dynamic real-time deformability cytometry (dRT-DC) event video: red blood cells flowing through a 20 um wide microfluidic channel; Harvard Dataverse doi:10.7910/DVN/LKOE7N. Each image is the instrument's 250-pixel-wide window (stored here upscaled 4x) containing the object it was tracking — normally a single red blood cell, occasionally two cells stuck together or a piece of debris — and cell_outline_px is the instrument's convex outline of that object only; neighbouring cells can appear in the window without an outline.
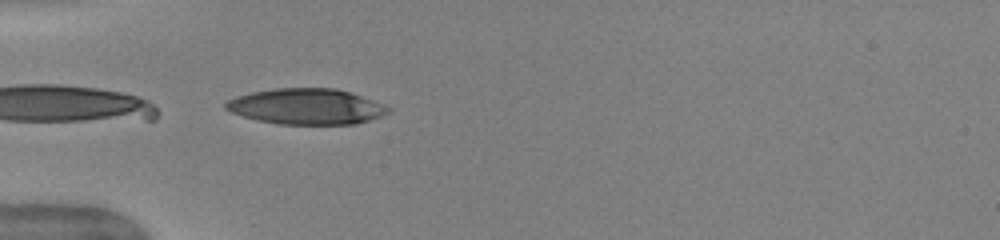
{"species": "human", "species_latin": "Homo sapiens", "temperature_condition": "warm", "stored_images_in_passage": 10, "camera_frame_rate_fps": 3000, "um_per_image_px": 0.085, "donor": {"sex": "female"}, "frame": {"image": 1, "passage_image": 1, "time_ms": 0.0, "image_size_px": [1000, 240], "cell_outline_px": [[392, 108], [388, 112], [380, 116], [356, 124], [276, 124], [256, 120], [232, 112], [224, 108], [224, 104], [228, 100], [236, 96], [252, 92], [276, 88], [336, 88], [372, 100]], "centroid_in_image_um": [26.01, 9.05], "position_along_channel_um": 59.0, "area_um2": 33.64}}